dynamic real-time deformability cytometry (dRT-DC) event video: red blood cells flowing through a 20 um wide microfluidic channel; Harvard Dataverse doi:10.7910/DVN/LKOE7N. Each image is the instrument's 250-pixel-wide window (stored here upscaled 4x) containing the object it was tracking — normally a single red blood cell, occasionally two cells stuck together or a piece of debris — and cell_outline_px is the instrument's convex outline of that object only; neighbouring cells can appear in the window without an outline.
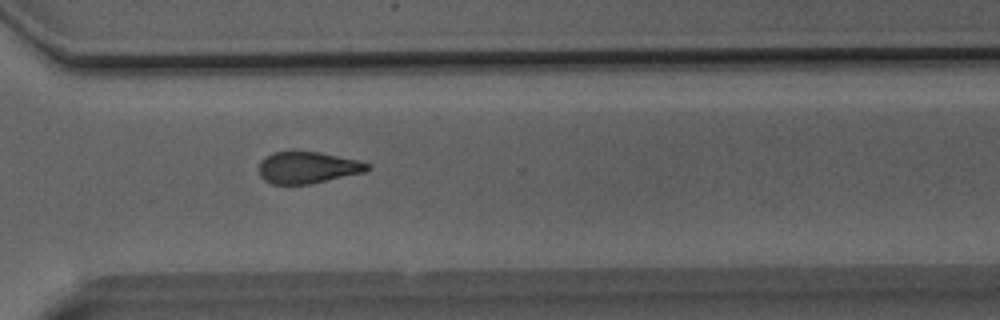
{"species": "Egyptian fruit bat (a non-hibernating species)", "species_latin": "Rousettus aegyptiacus", "temperature_condition": "room temperature", "stored_images_in_passage": 33, "camera_frame_rate_fps": 3000, "um_per_image_px": 0.085, "animal": {"sex": "male"}, "frame": {"image": 1, "passage_image": 24, "time_ms": 7.667, "image_size_px": [1000, 320], "cell_outline_px": [[372, 168], [364, 172], [308, 184], [272, 184], [264, 180], [260, 176], [260, 160], [264, 156], [272, 152], [320, 152], [360, 160], [372, 164]], "centroid_in_image_um": [26.17, 14.23], "position_along_channel_um": 344.4, "area_um2": 20.06}}
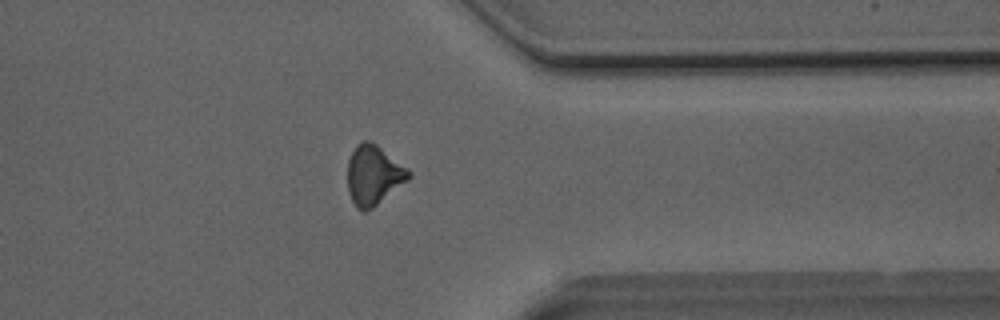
{"frame": {"image": 2, "passage_image": 26, "time_ms": 8.333, "image_size_px": [1000, 320], "cell_outline_px": [[412, 176], [408, 180], [372, 208], [364, 212], [356, 208], [348, 192], [348, 160], [356, 144], [364, 140], [368, 140], [376, 144], [408, 168], [412, 172]], "centroid_in_image_um": [31.75, 14.88], "position_along_channel_um": 379.6, "area_um2": 21.21}}
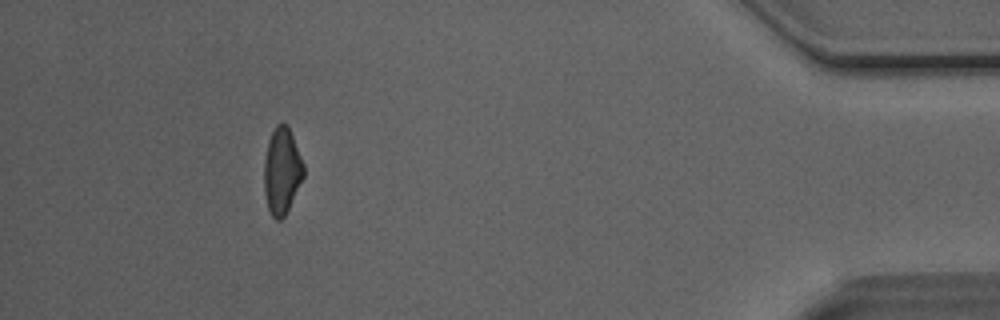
{"frame": {"image": 3, "passage_image": 30, "time_ms": 9.667, "image_size_px": [1000, 320], "cell_outline_px": [[304, 176], [284, 216], [280, 220], [276, 220], [272, 216], [268, 208], [264, 192], [264, 160], [268, 140], [276, 124], [284, 124], [288, 128], [292, 136], [304, 164]], "centroid_in_image_um": [23.94, 14.54], "position_along_channel_um": 411.3, "area_um2": 19.59}}